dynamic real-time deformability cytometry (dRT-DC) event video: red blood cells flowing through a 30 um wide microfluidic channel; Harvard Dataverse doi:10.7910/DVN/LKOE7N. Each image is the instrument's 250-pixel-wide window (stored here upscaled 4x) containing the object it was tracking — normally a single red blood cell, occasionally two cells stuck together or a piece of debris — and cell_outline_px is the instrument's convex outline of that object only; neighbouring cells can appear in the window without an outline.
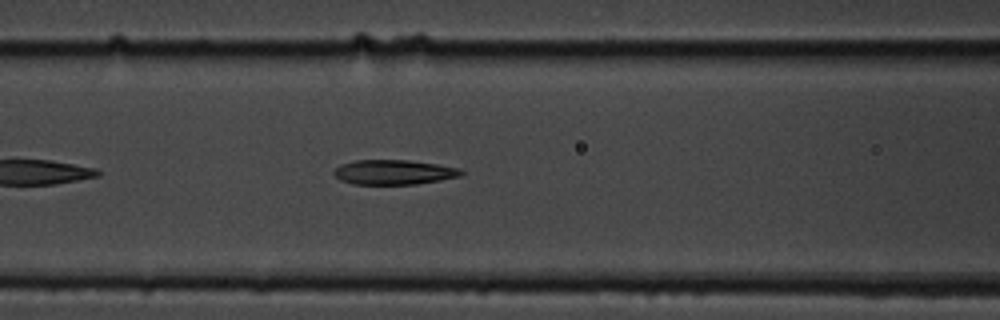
{"species": "common noctule bat (a hibernating species)", "species_latin": "Nyctalus noctula", "temperature_condition": "cold", "stored_images_in_passage": 41, "camera_frame_rate_fps": 3000, "um_per_image_px": 0.085, "animal": {"sex": "male", "body_mass_g": 19.5, "forearm_length_mm": 54.6}, "frame": {"image": 1, "passage_image": 9, "time_ms": 2.667, "image_size_px": [1000, 320], "cell_outline_px": [[464, 172], [460, 176], [440, 180], [416, 184], [352, 184], [340, 180], [332, 172], [340, 164], [356, 160], [408, 160], [436, 164], [460, 168]], "centroid_in_image_um": [33.46, 14.63], "position_along_channel_um": 133.1, "area_um2": 18.32}}
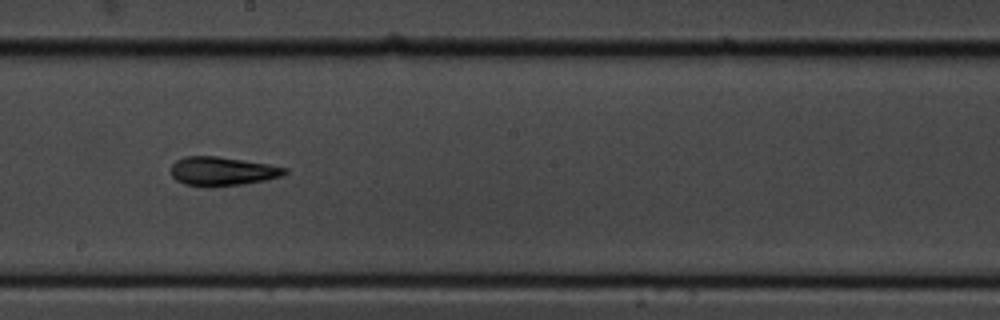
{"frame": {"image": 2, "passage_image": 17, "time_ms": 5.333, "image_size_px": [1000, 320], "cell_outline_px": [[288, 172], [280, 176], [264, 180], [244, 184], [208, 188], [184, 184], [176, 180], [172, 176], [172, 164], [176, 160], [184, 156], [216, 156], [268, 164], [288, 168]], "centroid_in_image_um": [18.87, 14.57], "position_along_channel_um": 229.3, "area_um2": 19.25}}
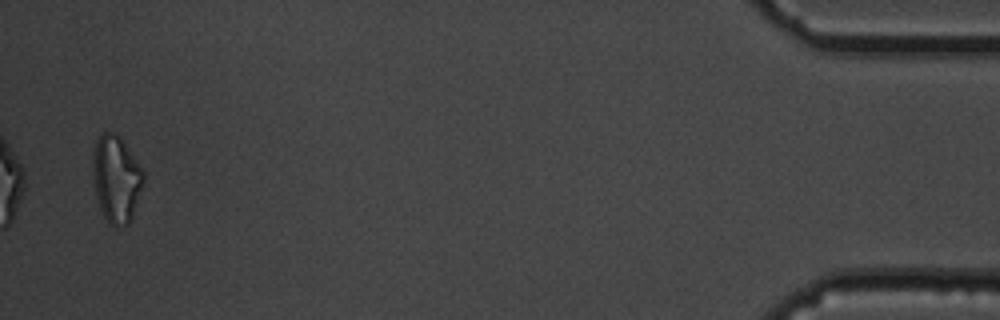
{"frame": {"image": 3, "passage_image": 40, "time_ms": 13.0, "image_size_px": [1000, 320], "cell_outline_px": [[144, 180], [128, 224], [108, 224], [100, 208], [96, 192], [92, 172], [92, 156], [96, 140], [104, 132], [116, 132], [120, 136], [144, 172]], "centroid_in_image_um": [9.85, 15.14], "position_along_channel_um": 425.3, "area_um2": 25.09}, "authors_computed_cell_mechanics": {"area_um2": 19.0162, "velocity_mm_per_s": 3.6085, "shape_relaxation_time_tau1_ms": 4.2554, "shape_relaxation_time_tau2_ms": 4.0897, "deformation_change_tau1": 0.1899, "deformation_change_tau2": 0.1479}}